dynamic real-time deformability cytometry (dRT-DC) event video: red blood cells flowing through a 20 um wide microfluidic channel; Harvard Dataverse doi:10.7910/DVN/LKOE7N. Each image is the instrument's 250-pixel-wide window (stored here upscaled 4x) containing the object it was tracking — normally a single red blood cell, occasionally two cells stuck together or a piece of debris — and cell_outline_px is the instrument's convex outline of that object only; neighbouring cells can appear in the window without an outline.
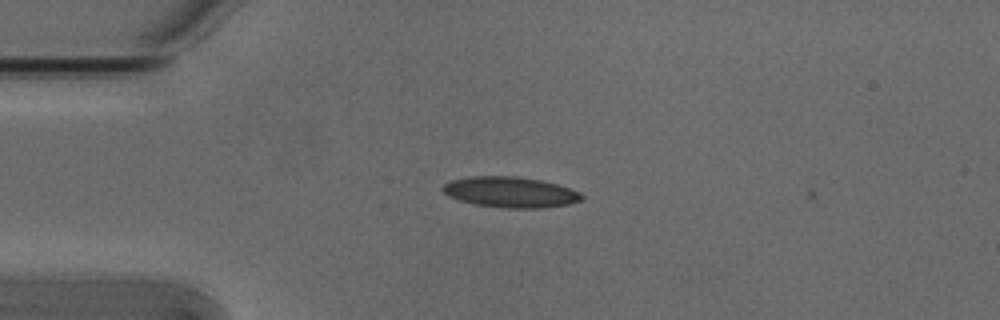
{"species": "Egyptian fruit bat (a non-hibernating species)", "species_latin": "Rousettus aegyptiacus", "temperature_condition": "cold", "stored_images_in_passage": 4, "camera_frame_rate_fps": 3000, "um_per_image_px": 0.085, "animal": {"sex": "male"}, "frame": {"image": 1, "passage_image": 3, "time_ms": 0.667, "image_size_px": [1000, 320], "cell_outline_px": [[584, 196], [580, 200], [568, 204], [540, 208], [504, 208], [472, 204], [448, 196], [440, 188], [444, 184], [452, 180], [468, 176], [516, 176], [540, 180], [556, 184], [580, 192]], "centroid_in_image_um": [43.34, 16.33], "position_along_channel_um": 41.7, "area_um2": 24.8}}